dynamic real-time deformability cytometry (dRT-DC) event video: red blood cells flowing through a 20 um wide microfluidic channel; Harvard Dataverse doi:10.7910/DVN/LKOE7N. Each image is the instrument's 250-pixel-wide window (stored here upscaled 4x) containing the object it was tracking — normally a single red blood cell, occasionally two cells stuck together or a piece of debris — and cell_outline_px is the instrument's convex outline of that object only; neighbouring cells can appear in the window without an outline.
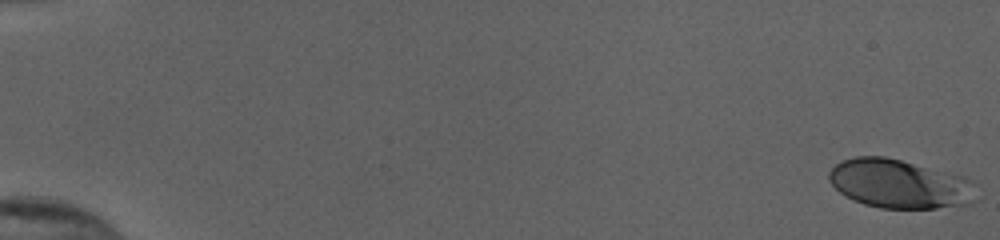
{"species": "human", "species_latin": "Homo sapiens", "temperature_condition": "cold", "stored_images_in_passage": 54, "camera_frame_rate_fps": 3000, "um_per_image_px": 0.085, "donor": {"sex": "female"}, "frame": {"image": 1, "passage_image": 1, "time_ms": 0.0, "image_size_px": [1000, 240], "cell_outline_px": [[968, 180], [964, 204], [936, 208], [880, 208], [864, 204], [840, 192], [828, 180], [828, 172], [836, 164], [844, 160], [856, 156], [884, 156], [964, 176]], "centroid_in_image_um": [76.25, 15.6], "position_along_channel_um": 8.7, "area_um2": 40.23}}
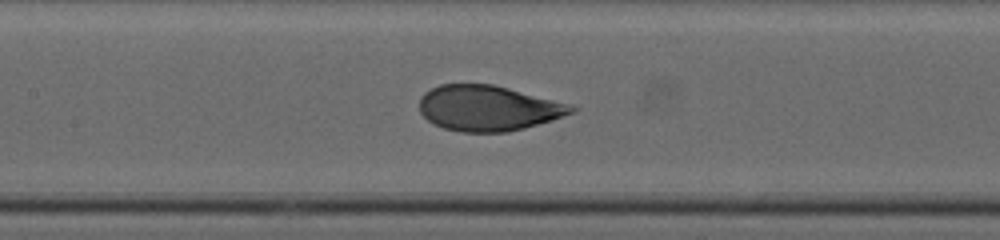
{"frame": {"image": 2, "passage_image": 28, "time_ms": 9.0, "image_size_px": [1000, 240], "cell_outline_px": [[580, 108], [576, 112], [552, 120], [524, 128], [508, 132], [460, 132], [444, 128], [432, 124], [420, 112], [420, 96], [424, 92], [440, 84], [492, 84], [572, 104]], "centroid_in_image_um": [41.52, 9.19], "position_along_channel_um": 165.9, "area_um2": 40.46}}
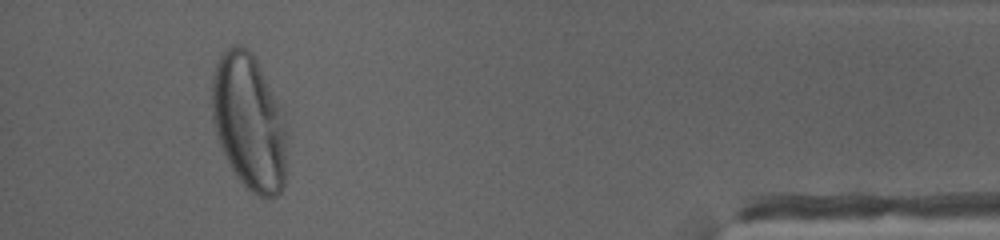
{"frame": {"image": 3, "passage_image": 51, "time_ms": 16.667, "image_size_px": [1000, 240], "cell_outline_px": [[284, 188], [276, 196], [256, 196], [236, 176], [228, 164], [224, 156], [216, 136], [212, 120], [212, 80], [216, 64], [220, 56], [228, 48], [236, 44], [240, 44], [248, 48], [252, 52], [284, 112]], "centroid_in_image_um": [21.14, 10.36], "position_along_channel_um": 414.1, "area_um2": 59.07}, "authors_computed_cell_mechanics": {"area_um2": 40.9513, "velocity_mm_per_s": 3.8751, "shape_relaxation_time_tau1_ms": 3.4843, "shape_relaxation_time_tau2_ms": null, "deformation_change_tau1": 0.1791, "deformation_change_tau2": null}}